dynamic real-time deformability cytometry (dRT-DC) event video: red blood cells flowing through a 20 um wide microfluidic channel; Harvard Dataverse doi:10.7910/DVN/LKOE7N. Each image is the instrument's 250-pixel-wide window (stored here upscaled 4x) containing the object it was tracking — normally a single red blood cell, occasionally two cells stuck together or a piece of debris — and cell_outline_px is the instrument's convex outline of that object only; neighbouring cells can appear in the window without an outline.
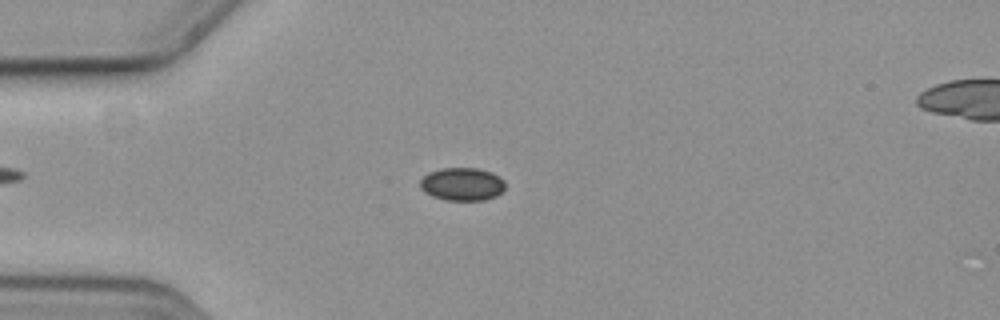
{"species": "common noctule bat (a hibernating species)", "species_latin": "Nyctalus noctula", "temperature_condition": "cold", "stored_images_in_passage": 16, "camera_frame_rate_fps": 3000, "um_per_image_px": 0.085, "animal": {"sex": "female", "body_mass_g": 19.3, "forearm_length_mm": 54.1}, "frame": {"image": 1, "passage_image": 15, "time_ms": 4.667, "image_size_px": [1000, 320], "cell_outline_px": [[504, 188], [496, 196], [484, 200], [444, 200], [432, 196], [424, 192], [420, 188], [420, 180], [428, 172], [440, 168], [480, 168], [492, 172], [500, 176], [504, 180]], "centroid_in_image_um": [39.27, 15.64], "position_along_channel_um": 45.7, "area_um2": 16.53}}